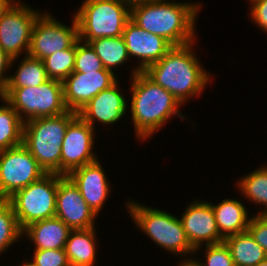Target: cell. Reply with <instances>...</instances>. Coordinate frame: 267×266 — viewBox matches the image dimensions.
<instances>
[{"mask_svg": "<svg viewBox=\"0 0 267 266\" xmlns=\"http://www.w3.org/2000/svg\"><path fill=\"white\" fill-rule=\"evenodd\" d=\"M120 76L108 69L73 72L63 82L64 102L69 111H80L94 96L112 86Z\"/></svg>", "mask_w": 267, "mask_h": 266, "instance_id": "obj_16", "label": "cell"}, {"mask_svg": "<svg viewBox=\"0 0 267 266\" xmlns=\"http://www.w3.org/2000/svg\"><path fill=\"white\" fill-rule=\"evenodd\" d=\"M122 37L125 41L132 65L130 78L139 71H144L148 66L158 62L173 47L167 40L145 31L131 19L126 23ZM134 58V59H133Z\"/></svg>", "mask_w": 267, "mask_h": 266, "instance_id": "obj_13", "label": "cell"}, {"mask_svg": "<svg viewBox=\"0 0 267 266\" xmlns=\"http://www.w3.org/2000/svg\"><path fill=\"white\" fill-rule=\"evenodd\" d=\"M190 202L179 218L191 246L196 249L223 243L224 237L218 230L210 202L199 198Z\"/></svg>", "mask_w": 267, "mask_h": 266, "instance_id": "obj_15", "label": "cell"}, {"mask_svg": "<svg viewBox=\"0 0 267 266\" xmlns=\"http://www.w3.org/2000/svg\"><path fill=\"white\" fill-rule=\"evenodd\" d=\"M100 58L105 69L112 71L115 75L119 68L128 65L130 58L126 44L122 36L105 37L88 42ZM129 60V61H128Z\"/></svg>", "mask_w": 267, "mask_h": 266, "instance_id": "obj_25", "label": "cell"}, {"mask_svg": "<svg viewBox=\"0 0 267 266\" xmlns=\"http://www.w3.org/2000/svg\"><path fill=\"white\" fill-rule=\"evenodd\" d=\"M122 2H125L127 5H129L130 7L136 4H140V3H147V2H152V1H156V0H121Z\"/></svg>", "mask_w": 267, "mask_h": 266, "instance_id": "obj_36", "label": "cell"}, {"mask_svg": "<svg viewBox=\"0 0 267 266\" xmlns=\"http://www.w3.org/2000/svg\"><path fill=\"white\" fill-rule=\"evenodd\" d=\"M24 122L5 100L0 105V151L23 144Z\"/></svg>", "mask_w": 267, "mask_h": 266, "instance_id": "obj_26", "label": "cell"}, {"mask_svg": "<svg viewBox=\"0 0 267 266\" xmlns=\"http://www.w3.org/2000/svg\"><path fill=\"white\" fill-rule=\"evenodd\" d=\"M124 204L135 228L162 248V251L166 250L175 257L180 256V261L193 259L195 249L191 246L178 215L129 197Z\"/></svg>", "mask_w": 267, "mask_h": 266, "instance_id": "obj_4", "label": "cell"}, {"mask_svg": "<svg viewBox=\"0 0 267 266\" xmlns=\"http://www.w3.org/2000/svg\"><path fill=\"white\" fill-rule=\"evenodd\" d=\"M71 17L72 22L67 26L44 9L34 22L27 55L43 60L73 46L79 40V33L77 20L74 15Z\"/></svg>", "mask_w": 267, "mask_h": 266, "instance_id": "obj_9", "label": "cell"}, {"mask_svg": "<svg viewBox=\"0 0 267 266\" xmlns=\"http://www.w3.org/2000/svg\"><path fill=\"white\" fill-rule=\"evenodd\" d=\"M248 231L255 242L261 246L267 254V215H253L249 221Z\"/></svg>", "mask_w": 267, "mask_h": 266, "instance_id": "obj_32", "label": "cell"}, {"mask_svg": "<svg viewBox=\"0 0 267 266\" xmlns=\"http://www.w3.org/2000/svg\"><path fill=\"white\" fill-rule=\"evenodd\" d=\"M71 229L58 217L34 222L22 230V239L34 250L65 249Z\"/></svg>", "mask_w": 267, "mask_h": 266, "instance_id": "obj_19", "label": "cell"}, {"mask_svg": "<svg viewBox=\"0 0 267 266\" xmlns=\"http://www.w3.org/2000/svg\"><path fill=\"white\" fill-rule=\"evenodd\" d=\"M103 69L104 66L91 45L79 39L76 42L75 66L73 72L87 73Z\"/></svg>", "mask_w": 267, "mask_h": 266, "instance_id": "obj_30", "label": "cell"}, {"mask_svg": "<svg viewBox=\"0 0 267 266\" xmlns=\"http://www.w3.org/2000/svg\"><path fill=\"white\" fill-rule=\"evenodd\" d=\"M46 175L29 150L22 144L0 151V200Z\"/></svg>", "mask_w": 267, "mask_h": 266, "instance_id": "obj_11", "label": "cell"}, {"mask_svg": "<svg viewBox=\"0 0 267 266\" xmlns=\"http://www.w3.org/2000/svg\"><path fill=\"white\" fill-rule=\"evenodd\" d=\"M102 165L97 161L84 165L70 172L67 177L80 191L83 199L92 211L99 216L104 209L105 203L113 192V187Z\"/></svg>", "mask_w": 267, "mask_h": 266, "instance_id": "obj_18", "label": "cell"}, {"mask_svg": "<svg viewBox=\"0 0 267 266\" xmlns=\"http://www.w3.org/2000/svg\"><path fill=\"white\" fill-rule=\"evenodd\" d=\"M96 130L78 114L69 122L61 146V175L67 176L73 170L97 161L94 152Z\"/></svg>", "mask_w": 267, "mask_h": 266, "instance_id": "obj_12", "label": "cell"}, {"mask_svg": "<svg viewBox=\"0 0 267 266\" xmlns=\"http://www.w3.org/2000/svg\"><path fill=\"white\" fill-rule=\"evenodd\" d=\"M78 7L73 15L78 23L79 39L86 43L122 36L131 19V7L121 0H83Z\"/></svg>", "mask_w": 267, "mask_h": 266, "instance_id": "obj_6", "label": "cell"}, {"mask_svg": "<svg viewBox=\"0 0 267 266\" xmlns=\"http://www.w3.org/2000/svg\"><path fill=\"white\" fill-rule=\"evenodd\" d=\"M23 240L22 230L11 204L7 200H0V256L6 254L16 242L18 245Z\"/></svg>", "mask_w": 267, "mask_h": 266, "instance_id": "obj_27", "label": "cell"}, {"mask_svg": "<svg viewBox=\"0 0 267 266\" xmlns=\"http://www.w3.org/2000/svg\"><path fill=\"white\" fill-rule=\"evenodd\" d=\"M21 58V60H20ZM19 59V61H18ZM7 88L36 87L49 80L43 60L33 58L29 55L13 58ZM12 74V75H11Z\"/></svg>", "mask_w": 267, "mask_h": 266, "instance_id": "obj_23", "label": "cell"}, {"mask_svg": "<svg viewBox=\"0 0 267 266\" xmlns=\"http://www.w3.org/2000/svg\"><path fill=\"white\" fill-rule=\"evenodd\" d=\"M77 112L39 117L24 122L23 145L46 174L61 175V146L69 122Z\"/></svg>", "mask_w": 267, "mask_h": 266, "instance_id": "obj_5", "label": "cell"}, {"mask_svg": "<svg viewBox=\"0 0 267 266\" xmlns=\"http://www.w3.org/2000/svg\"><path fill=\"white\" fill-rule=\"evenodd\" d=\"M197 42L172 47L162 59L143 71L184 106L190 100L201 97L214 80L213 74L204 68L197 56Z\"/></svg>", "mask_w": 267, "mask_h": 266, "instance_id": "obj_2", "label": "cell"}, {"mask_svg": "<svg viewBox=\"0 0 267 266\" xmlns=\"http://www.w3.org/2000/svg\"><path fill=\"white\" fill-rule=\"evenodd\" d=\"M5 100L23 122L39 117H55L69 111L64 102L63 84L55 79L36 87L6 88Z\"/></svg>", "mask_w": 267, "mask_h": 266, "instance_id": "obj_7", "label": "cell"}, {"mask_svg": "<svg viewBox=\"0 0 267 266\" xmlns=\"http://www.w3.org/2000/svg\"><path fill=\"white\" fill-rule=\"evenodd\" d=\"M202 3L192 0H156L131 6V20L147 32L167 40L173 47L198 40L196 28Z\"/></svg>", "mask_w": 267, "mask_h": 266, "instance_id": "obj_3", "label": "cell"}, {"mask_svg": "<svg viewBox=\"0 0 267 266\" xmlns=\"http://www.w3.org/2000/svg\"><path fill=\"white\" fill-rule=\"evenodd\" d=\"M12 58L0 48V89L5 91L11 72Z\"/></svg>", "mask_w": 267, "mask_h": 266, "instance_id": "obj_34", "label": "cell"}, {"mask_svg": "<svg viewBox=\"0 0 267 266\" xmlns=\"http://www.w3.org/2000/svg\"><path fill=\"white\" fill-rule=\"evenodd\" d=\"M18 0H0V16L7 11Z\"/></svg>", "mask_w": 267, "mask_h": 266, "instance_id": "obj_35", "label": "cell"}, {"mask_svg": "<svg viewBox=\"0 0 267 266\" xmlns=\"http://www.w3.org/2000/svg\"><path fill=\"white\" fill-rule=\"evenodd\" d=\"M120 78L109 88L94 96L77 114L95 130L96 123L104 127L116 125L128 115V101L121 89ZM120 85V86H119ZM122 90V91H121Z\"/></svg>", "mask_w": 267, "mask_h": 266, "instance_id": "obj_14", "label": "cell"}, {"mask_svg": "<svg viewBox=\"0 0 267 266\" xmlns=\"http://www.w3.org/2000/svg\"><path fill=\"white\" fill-rule=\"evenodd\" d=\"M130 103L128 116L134 127V135L143 143L150 140L155 133L162 130L172 117H177L185 122L188 115L183 114V106L170 92L156 84L143 71H139L129 78ZM131 111V112H130Z\"/></svg>", "mask_w": 267, "mask_h": 266, "instance_id": "obj_1", "label": "cell"}, {"mask_svg": "<svg viewBox=\"0 0 267 266\" xmlns=\"http://www.w3.org/2000/svg\"><path fill=\"white\" fill-rule=\"evenodd\" d=\"M177 265L176 266H199L198 264H196L193 260H185V261H177Z\"/></svg>", "mask_w": 267, "mask_h": 266, "instance_id": "obj_37", "label": "cell"}, {"mask_svg": "<svg viewBox=\"0 0 267 266\" xmlns=\"http://www.w3.org/2000/svg\"><path fill=\"white\" fill-rule=\"evenodd\" d=\"M55 216L71 230L94 228L98 218L74 183L67 176L59 174Z\"/></svg>", "mask_w": 267, "mask_h": 266, "instance_id": "obj_17", "label": "cell"}, {"mask_svg": "<svg viewBox=\"0 0 267 266\" xmlns=\"http://www.w3.org/2000/svg\"><path fill=\"white\" fill-rule=\"evenodd\" d=\"M57 190L58 174H46L7 199L21 230L34 222L55 217Z\"/></svg>", "mask_w": 267, "mask_h": 266, "instance_id": "obj_8", "label": "cell"}, {"mask_svg": "<svg viewBox=\"0 0 267 266\" xmlns=\"http://www.w3.org/2000/svg\"><path fill=\"white\" fill-rule=\"evenodd\" d=\"M97 228L71 230L65 251L70 266H97L100 249ZM97 263V265H96Z\"/></svg>", "mask_w": 267, "mask_h": 266, "instance_id": "obj_21", "label": "cell"}, {"mask_svg": "<svg viewBox=\"0 0 267 266\" xmlns=\"http://www.w3.org/2000/svg\"><path fill=\"white\" fill-rule=\"evenodd\" d=\"M249 7V19L259 29L267 35V0H256L247 2Z\"/></svg>", "mask_w": 267, "mask_h": 266, "instance_id": "obj_33", "label": "cell"}, {"mask_svg": "<svg viewBox=\"0 0 267 266\" xmlns=\"http://www.w3.org/2000/svg\"><path fill=\"white\" fill-rule=\"evenodd\" d=\"M22 264H18L16 266H29L24 260H22L21 262Z\"/></svg>", "mask_w": 267, "mask_h": 266, "instance_id": "obj_40", "label": "cell"}, {"mask_svg": "<svg viewBox=\"0 0 267 266\" xmlns=\"http://www.w3.org/2000/svg\"><path fill=\"white\" fill-rule=\"evenodd\" d=\"M31 250L30 260L24 257L29 266H70L65 249Z\"/></svg>", "mask_w": 267, "mask_h": 266, "instance_id": "obj_31", "label": "cell"}, {"mask_svg": "<svg viewBox=\"0 0 267 266\" xmlns=\"http://www.w3.org/2000/svg\"><path fill=\"white\" fill-rule=\"evenodd\" d=\"M5 101V91L0 89V105Z\"/></svg>", "mask_w": 267, "mask_h": 266, "instance_id": "obj_38", "label": "cell"}, {"mask_svg": "<svg viewBox=\"0 0 267 266\" xmlns=\"http://www.w3.org/2000/svg\"><path fill=\"white\" fill-rule=\"evenodd\" d=\"M245 174L242 177L240 176V179L237 178L238 181L234 184L239 190V195L244 197L242 199L249 201L250 204L256 205V208L257 206L262 207V211L259 208L256 213L251 214L267 215V163L265 165L261 164L259 168L257 167Z\"/></svg>", "mask_w": 267, "mask_h": 266, "instance_id": "obj_22", "label": "cell"}, {"mask_svg": "<svg viewBox=\"0 0 267 266\" xmlns=\"http://www.w3.org/2000/svg\"><path fill=\"white\" fill-rule=\"evenodd\" d=\"M76 43L68 49L55 52L43 59L49 79L63 82L73 73L75 66Z\"/></svg>", "mask_w": 267, "mask_h": 266, "instance_id": "obj_28", "label": "cell"}, {"mask_svg": "<svg viewBox=\"0 0 267 266\" xmlns=\"http://www.w3.org/2000/svg\"><path fill=\"white\" fill-rule=\"evenodd\" d=\"M42 11L18 0L0 16V48L12 59L28 54L31 31Z\"/></svg>", "mask_w": 267, "mask_h": 266, "instance_id": "obj_10", "label": "cell"}, {"mask_svg": "<svg viewBox=\"0 0 267 266\" xmlns=\"http://www.w3.org/2000/svg\"><path fill=\"white\" fill-rule=\"evenodd\" d=\"M224 243L235 266H255L267 258L265 250L255 242L248 230L225 237Z\"/></svg>", "mask_w": 267, "mask_h": 266, "instance_id": "obj_24", "label": "cell"}, {"mask_svg": "<svg viewBox=\"0 0 267 266\" xmlns=\"http://www.w3.org/2000/svg\"><path fill=\"white\" fill-rule=\"evenodd\" d=\"M198 253L199 256L203 253L204 258H198ZM192 260L199 266H235L230 250L224 242L196 248Z\"/></svg>", "mask_w": 267, "mask_h": 266, "instance_id": "obj_29", "label": "cell"}, {"mask_svg": "<svg viewBox=\"0 0 267 266\" xmlns=\"http://www.w3.org/2000/svg\"><path fill=\"white\" fill-rule=\"evenodd\" d=\"M255 266H267V258L264 259L262 262L256 264Z\"/></svg>", "mask_w": 267, "mask_h": 266, "instance_id": "obj_39", "label": "cell"}, {"mask_svg": "<svg viewBox=\"0 0 267 266\" xmlns=\"http://www.w3.org/2000/svg\"><path fill=\"white\" fill-rule=\"evenodd\" d=\"M209 202L213 208L218 230L224 238L248 230L252 214L250 215L248 207L241 199L226 197L217 204Z\"/></svg>", "mask_w": 267, "mask_h": 266, "instance_id": "obj_20", "label": "cell"}]
</instances>
